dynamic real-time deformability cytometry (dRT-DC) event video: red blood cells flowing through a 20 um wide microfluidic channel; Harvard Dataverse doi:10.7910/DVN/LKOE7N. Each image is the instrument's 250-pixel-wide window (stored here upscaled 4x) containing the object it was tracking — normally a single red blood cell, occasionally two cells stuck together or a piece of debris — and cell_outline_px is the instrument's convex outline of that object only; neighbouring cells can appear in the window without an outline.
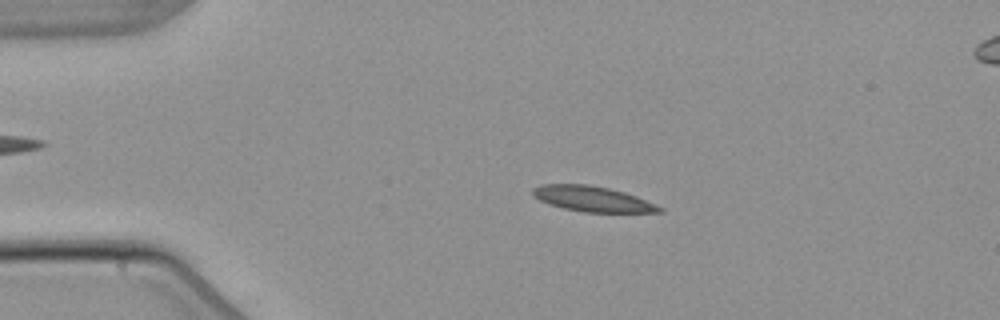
{"species": "common noctule bat (a hibernating species)", "species_latin": "Nyctalus noctula", "temperature_condition": "warm", "stored_images_in_passage": 5, "camera_frame_rate_fps": 3000, "um_per_image_px": 0.085, "animal": {"sex": "male", "body_mass_g": 21.5, "forearm_length_mm": 52.0}, "frame": {"image": 1, "passage_image": 3, "time_ms": 2.333, "image_size_px": [1000, 320], "cell_outline_px": [[664, 212], [584, 212], [564, 208], [548, 204], [532, 196], [532, 188], [540, 184], [588, 184], [608, 188], [624, 192], [636, 196], [656, 204], [664, 208]], "centroid_in_image_um": [50.34, 16.9], "position_along_channel_um": 34.7, "area_um2": 18.79}}